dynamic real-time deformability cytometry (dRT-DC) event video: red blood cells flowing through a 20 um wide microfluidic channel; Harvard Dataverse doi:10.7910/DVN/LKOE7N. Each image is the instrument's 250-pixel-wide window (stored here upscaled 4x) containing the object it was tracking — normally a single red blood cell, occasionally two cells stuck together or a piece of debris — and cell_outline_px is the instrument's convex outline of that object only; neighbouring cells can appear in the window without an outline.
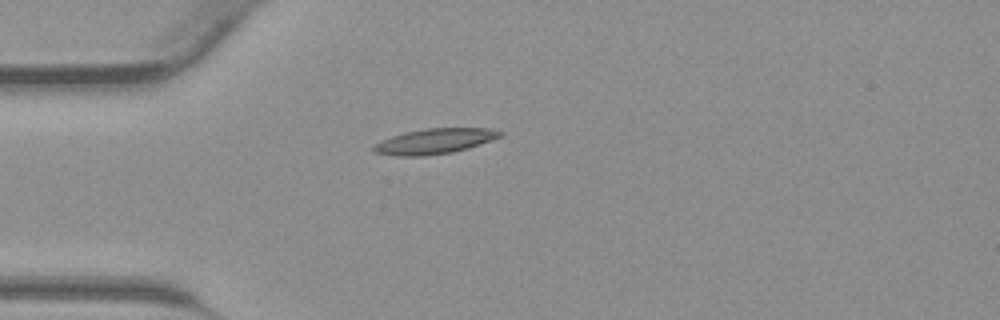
{"species": "common noctule bat (a hibernating species)", "species_latin": "Nyctalus noctula", "temperature_condition": "warm", "stored_images_in_passage": 32, "camera_frame_rate_fps": 3000, "um_per_image_px": 0.085, "animal": {"sex": "male", "body_mass_g": 23.1, "forearm_length_mm": 52.7}, "frame": {"image": 1, "passage_image": 1, "time_ms": 0.0, "image_size_px": [1000, 320], "cell_outline_px": [[504, 136], [468, 148], [452, 152], [424, 156], [396, 156], [376, 152], [372, 148], [380, 140], [404, 132], [424, 128], [488, 128], [504, 132]], "centroid_in_image_um": [36.97, 11.99], "position_along_channel_um": 48.0, "area_um2": 18.67}}
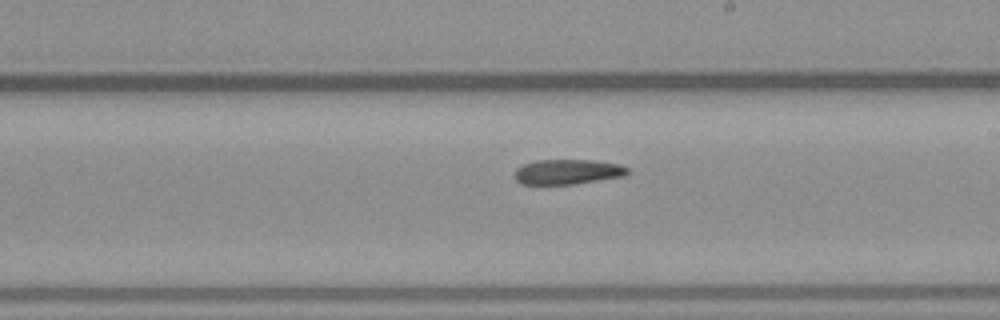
{"frame": {"image": 2, "passage_image": 14, "time_ms": 4.333, "image_size_px": [1000, 320], "cell_outline_px": [[632, 172], [624, 176], [576, 184], [520, 184], [512, 176], [516, 168], [524, 164], [536, 160], [592, 160], [620, 164], [628, 168]], "centroid_in_image_um": [48.24, 14.61], "position_along_channel_um": 240.8, "area_um2": 16.7}}
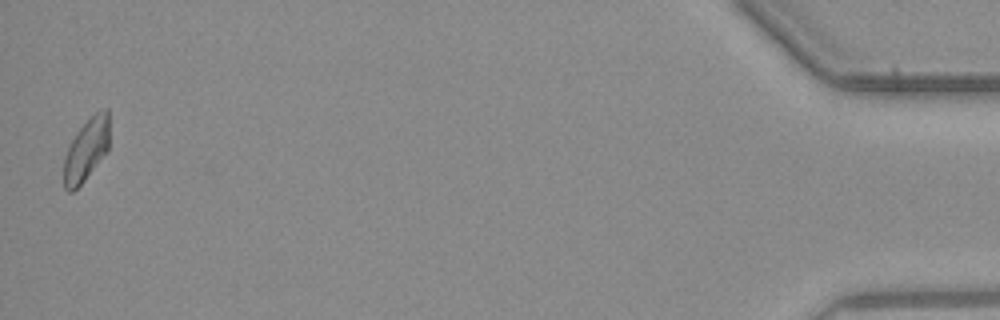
{"frame": {"image": 3, "passage_image": 32, "time_ms": 10.333, "image_size_px": [1000, 320], "cell_outline_px": [[108, 152], [84, 180], [72, 192], [68, 192], [64, 188], [64, 160], [68, 148], [76, 132], [96, 112], [104, 108], [108, 108]], "centroid_in_image_um": [7.34, 12.74], "position_along_channel_um": 427.9, "area_um2": 16.3}}